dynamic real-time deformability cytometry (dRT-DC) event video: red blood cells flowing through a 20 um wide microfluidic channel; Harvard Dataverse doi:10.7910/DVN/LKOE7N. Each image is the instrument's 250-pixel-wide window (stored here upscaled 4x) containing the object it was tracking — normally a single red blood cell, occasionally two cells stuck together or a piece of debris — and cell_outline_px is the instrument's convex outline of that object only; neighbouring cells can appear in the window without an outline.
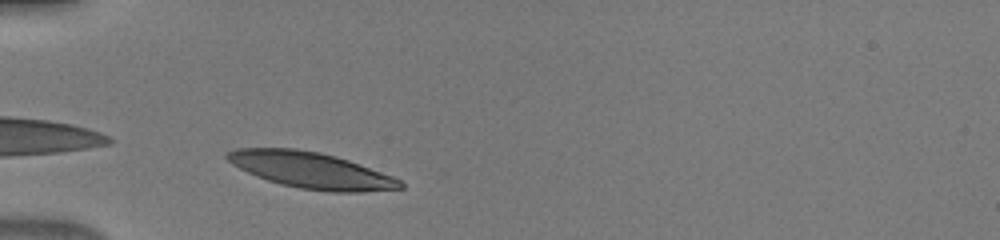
{"species": "human", "species_latin": "Homo sapiens", "temperature_condition": "warm", "stored_images_in_passage": 28, "camera_frame_rate_fps": 3000, "um_per_image_px": 0.085, "donor": {"sex": "male"}, "frame": {"image": 1, "passage_image": 1, "time_ms": 0.0, "image_size_px": [1000, 240], "cell_outline_px": [[404, 188], [360, 192], [328, 192], [300, 188], [268, 180], [256, 176], [232, 164], [224, 156], [224, 152], [236, 148], [296, 148], [320, 152], [336, 156], [348, 160], [392, 176], [400, 180], [404, 184]], "centroid_in_image_um": [26.42, 14.46], "position_along_channel_um": 58.6, "area_um2": 36.3}}
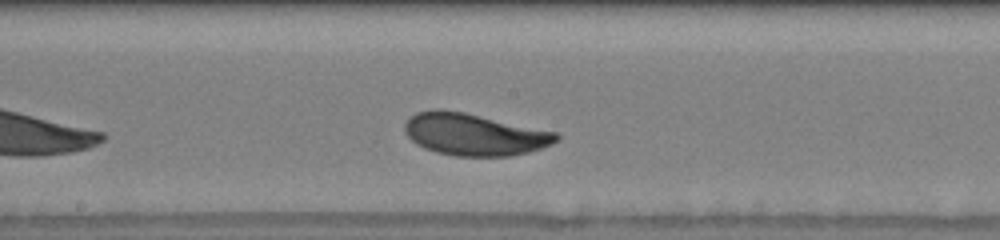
{"frame": {"image": 2, "passage_image": 13, "time_ms": 4.0, "image_size_px": [1000, 240], "cell_outline_px": [[560, 140], [552, 144], [528, 152], [512, 156], [456, 156], [436, 152], [424, 148], [416, 144], [404, 132], [404, 124], [416, 112], [436, 108], [440, 108], [464, 112], [556, 132], [560, 136]], "centroid_in_image_um": [40.3, 11.42], "position_along_channel_um": 207.9, "area_um2": 37.17}}